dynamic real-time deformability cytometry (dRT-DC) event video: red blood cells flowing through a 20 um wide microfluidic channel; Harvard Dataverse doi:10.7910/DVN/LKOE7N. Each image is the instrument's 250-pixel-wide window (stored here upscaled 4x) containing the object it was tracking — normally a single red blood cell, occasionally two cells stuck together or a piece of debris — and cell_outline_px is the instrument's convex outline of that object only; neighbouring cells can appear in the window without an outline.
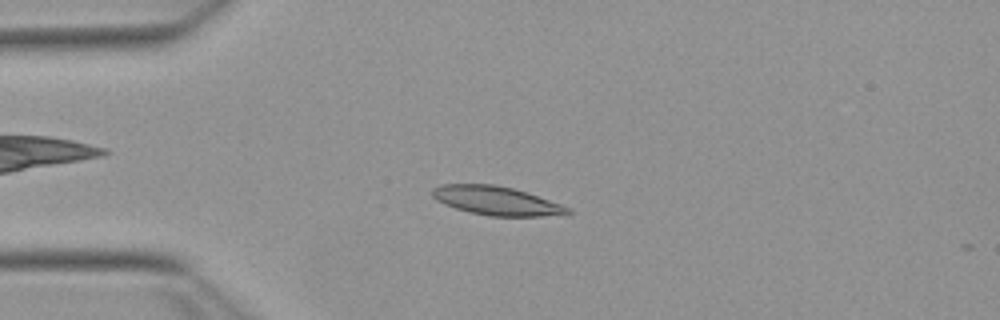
{"species": "Egyptian fruit bat (a non-hibernating species)", "species_latin": "Rousettus aegyptiacus", "temperature_condition": "warm", "stored_images_in_passage": 13, "camera_frame_rate_fps": 3000, "um_per_image_px": 0.085, "animal": {"sex": "female"}, "frame": {"image": 1, "passage_image": 12, "time_ms": 3.667, "image_size_px": [1000, 320], "cell_outline_px": [[572, 212], [540, 216], [488, 216], [468, 212], [444, 204], [436, 200], [432, 196], [432, 188], [440, 184], [496, 184], [512, 188], [560, 204], [568, 208]], "centroid_in_image_um": [42.08, 17.05], "position_along_channel_um": 42.9, "area_um2": 22.37}}